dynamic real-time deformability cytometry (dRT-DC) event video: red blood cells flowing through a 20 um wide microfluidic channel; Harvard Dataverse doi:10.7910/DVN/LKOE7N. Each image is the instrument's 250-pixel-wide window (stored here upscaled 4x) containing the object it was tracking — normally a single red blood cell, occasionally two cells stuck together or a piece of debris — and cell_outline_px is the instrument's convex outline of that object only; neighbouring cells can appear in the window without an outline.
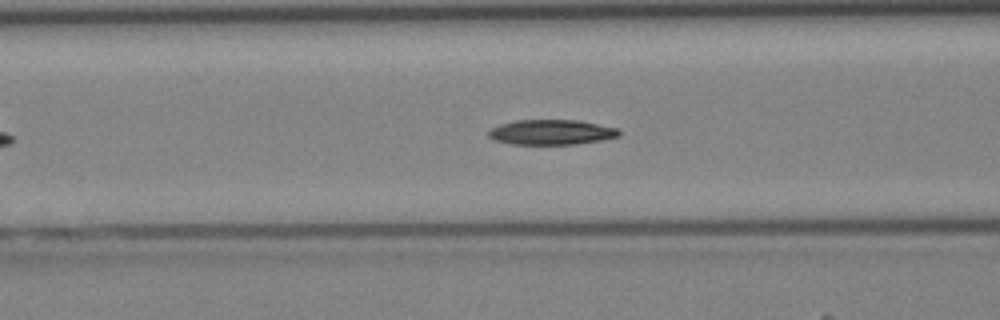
{"species": "Egyptian fruit bat (a non-hibernating species)", "species_latin": "Rousettus aegyptiacus", "temperature_condition": "cold", "stored_images_in_passage": 35, "camera_frame_rate_fps": 3000, "um_per_image_px": 0.085, "animal": {"sex": "female"}, "frame": {"image": 1, "passage_image": 10, "time_ms": 3.0, "image_size_px": [1000, 320], "cell_outline_px": [[620, 136], [600, 140], [576, 144], [512, 144], [496, 140], [488, 136], [488, 132], [492, 128], [500, 124], [516, 120], [576, 120], [620, 128]], "centroid_in_image_um": [46.89, 11.23], "position_along_channel_um": 119.7, "area_um2": 18.96}}
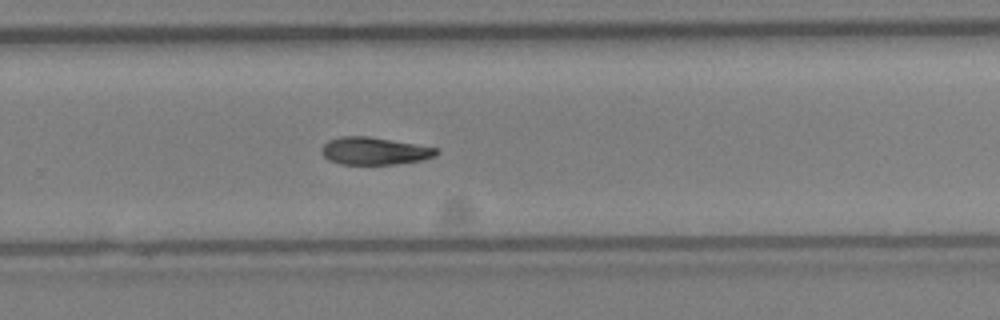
{"frame": {"image": 2, "passage_image": 21, "time_ms": 6.667, "image_size_px": [1000, 320], "cell_outline_px": [[440, 152], [436, 156], [420, 160], [396, 164], [340, 164], [328, 160], [320, 152], [320, 148], [328, 140], [340, 136], [368, 136], [416, 144], [436, 148]], "centroid_in_image_um": [31.79, 12.83], "position_along_channel_um": 298.0, "area_um2": 18.44}}
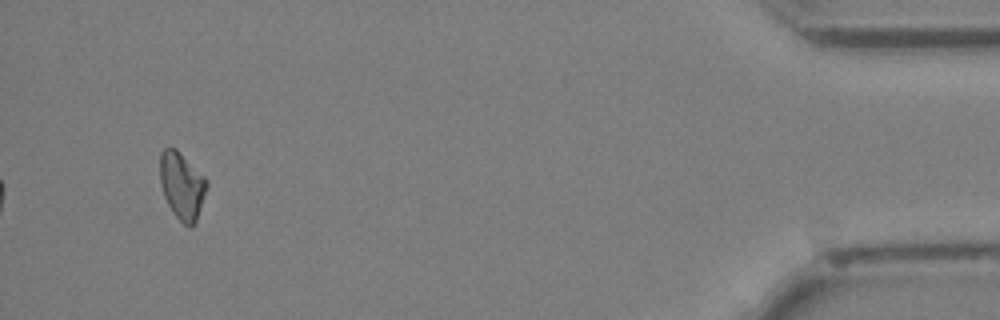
{"frame": {"image": 3, "passage_image": 33, "time_ms": 10.667, "image_size_px": [1000, 320], "cell_outline_px": [[208, 184], [196, 220], [192, 228], [184, 224], [172, 212], [164, 196], [160, 184], [160, 152], [164, 148], [176, 148], [208, 180]], "centroid_in_image_um": [15.45, 15.77], "position_along_channel_um": 419.7, "area_um2": 18.15}}